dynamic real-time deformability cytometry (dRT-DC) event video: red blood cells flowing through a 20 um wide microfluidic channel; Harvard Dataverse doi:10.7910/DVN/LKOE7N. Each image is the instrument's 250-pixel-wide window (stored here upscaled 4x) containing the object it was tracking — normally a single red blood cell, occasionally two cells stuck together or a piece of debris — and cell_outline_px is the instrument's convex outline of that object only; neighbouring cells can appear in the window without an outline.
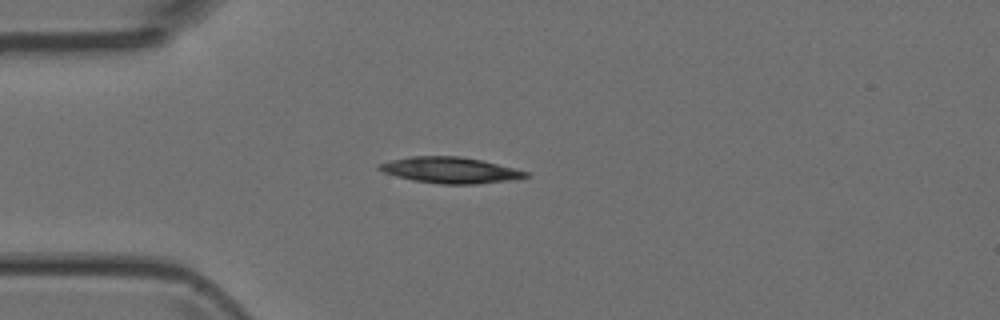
{"species": "Egyptian fruit bat (a non-hibernating species)", "species_latin": "Rousettus aegyptiacus", "temperature_condition": "room temperature", "stored_images_in_passage": 3, "camera_frame_rate_fps": 3000, "um_per_image_px": 0.085, "animal": {"sex": "female"}, "frame": {"image": 1, "passage_image": 3, "time_ms": 3.333, "image_size_px": [1000, 320], "cell_outline_px": [[532, 176], [508, 180], [476, 184], [440, 184], [412, 180], [396, 176], [384, 172], [376, 168], [376, 164], [392, 160], [412, 156], [460, 156], [480, 160], [528, 172]], "centroid_in_image_um": [38.22, 14.46], "position_along_channel_um": 46.8, "area_um2": 22.02}}